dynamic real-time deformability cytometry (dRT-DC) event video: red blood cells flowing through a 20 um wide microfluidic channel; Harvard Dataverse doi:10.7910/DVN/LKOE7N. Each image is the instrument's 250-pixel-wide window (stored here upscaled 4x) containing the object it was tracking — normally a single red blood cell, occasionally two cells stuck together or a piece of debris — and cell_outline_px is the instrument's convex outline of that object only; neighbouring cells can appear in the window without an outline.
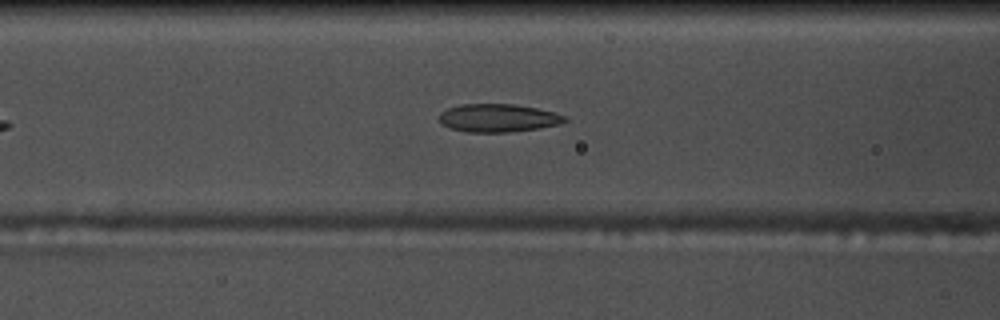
{"species": "common noctule bat (a hibernating species)", "species_latin": "Nyctalus noctula", "temperature_condition": "warm", "stored_images_in_passage": 39, "camera_frame_rate_fps": 3000, "um_per_image_px": 0.085, "animal": {"sex": "male", "body_mass_g": 17.5, "forearm_length_mm": 52.3}, "frame": {"image": 1, "passage_image": 13, "time_ms": 4.0, "image_size_px": [1000, 320], "cell_outline_px": [[568, 120], [560, 124], [540, 128], [512, 132], [468, 132], [448, 128], [440, 124], [440, 112], [448, 108], [460, 104], [512, 104], [536, 108], [556, 112], [568, 116]], "centroid_in_image_um": [42.36, 10.03], "position_along_channel_um": 124.2, "area_um2": 20.81}}
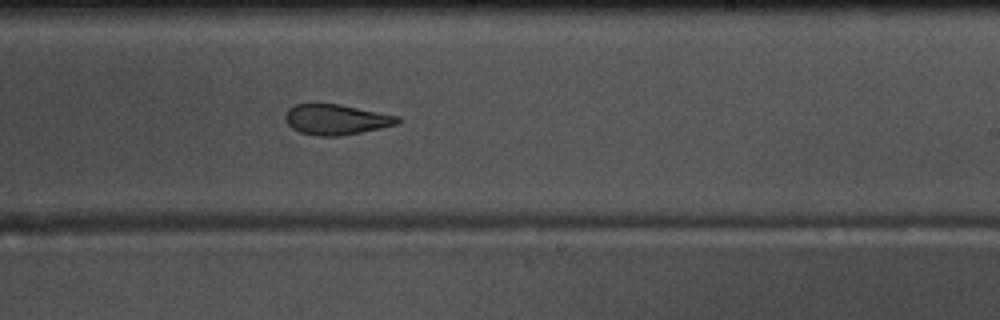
{"frame": {"image": 2, "passage_image": 24, "time_ms": 7.667, "image_size_px": [1000, 320], "cell_outline_px": [[400, 120], [396, 124], [380, 128], [340, 136], [320, 136], [300, 132], [292, 128], [284, 120], [284, 116], [288, 108], [296, 104], [340, 104], [400, 116]], "centroid_in_image_um": [28.55, 10.15], "position_along_channel_um": 260.4, "area_um2": 19.83}}
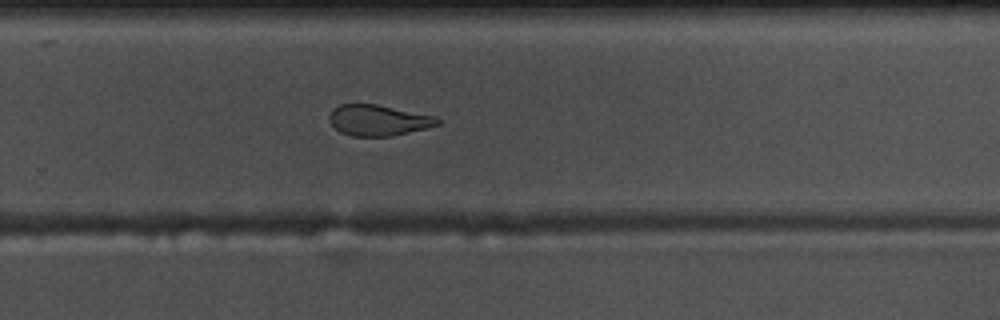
{"frame": {"image": 3, "passage_image": 27, "time_ms": 8.667, "image_size_px": [1000, 320], "cell_outline_px": [[444, 120], [440, 124], [428, 128], [392, 136], [352, 136], [340, 132], [332, 124], [328, 116], [332, 108], [340, 104], [376, 104], [432, 116]], "centroid_in_image_um": [32.15, 10.23], "position_along_channel_um": 297.6, "area_um2": 19.42}, "authors_computed_cell_mechanics": {"area_um2": 20.9236, "velocity_mm_per_s": 3.728, "shape_relaxation_time_tau1_ms": null, "shape_relaxation_time_tau2_ms": 3.1408, "deformation_change_tau1": null, "deformation_change_tau2": 0.1072}}